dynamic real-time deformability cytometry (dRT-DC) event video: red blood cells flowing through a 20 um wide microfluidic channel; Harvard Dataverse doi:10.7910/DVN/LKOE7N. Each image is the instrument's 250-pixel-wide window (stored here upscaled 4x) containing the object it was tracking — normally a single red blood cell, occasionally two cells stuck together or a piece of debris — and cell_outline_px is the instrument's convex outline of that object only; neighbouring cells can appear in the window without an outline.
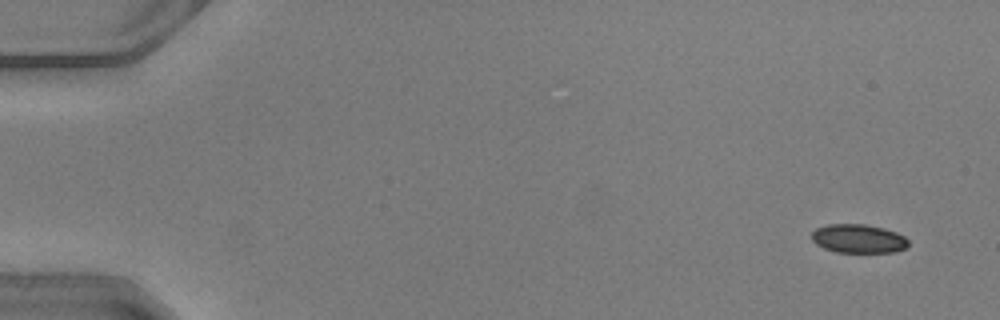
{"species": "common noctule bat (a hibernating species)", "species_latin": "Nyctalus noctula", "temperature_condition": "warm", "stored_images_in_passage": 48, "camera_frame_rate_fps": 3000, "um_per_image_px": 0.085, "animal": {"sex": "male", "body_mass_g": 20.5, "forearm_length_mm": 52.5}, "frame": {"image": 1, "passage_image": 1, "time_ms": 0.0, "image_size_px": [1000, 320], "cell_outline_px": [[908, 244], [904, 248], [892, 252], [836, 252], [824, 248], [816, 244], [812, 240], [812, 232], [816, 228], [828, 224], [864, 224], [884, 228], [896, 232], [904, 236], [908, 240]], "centroid_in_image_um": [72.94, 20.28], "position_along_channel_um": 12.1, "area_um2": 16.13}}
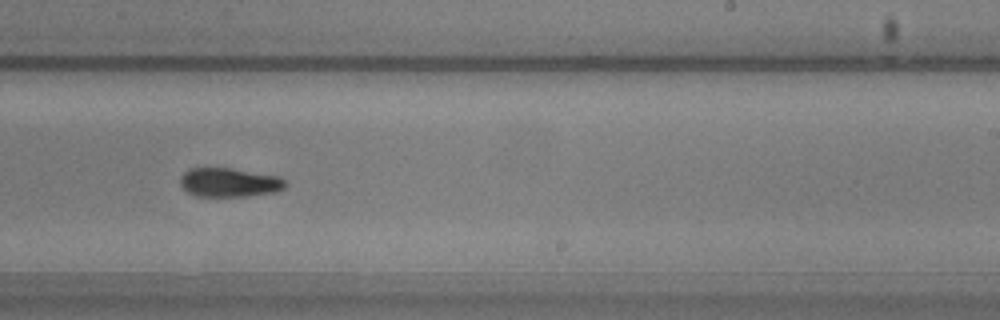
{"frame": {"image": 2, "passage_image": 30, "time_ms": 9.667, "image_size_px": [1000, 320], "cell_outline_px": [[288, 184], [284, 188], [276, 192], [248, 196], [196, 196], [188, 192], [180, 184], [180, 176], [184, 172], [192, 168], [232, 168], [280, 176], [288, 180]], "centroid_in_image_um": [19.55, 15.5], "position_along_channel_um": 269.5, "area_um2": 17.98}}
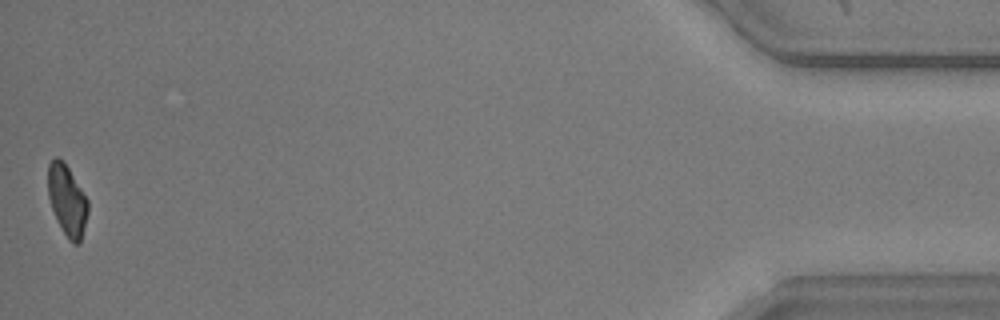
{"frame": {"image": 3, "passage_image": 48, "time_ms": 15.667, "image_size_px": [1000, 320], "cell_outline_px": [[88, 212], [80, 244], [72, 244], [68, 240], [56, 220], [48, 196], [48, 164], [56, 156], [64, 160], [88, 200]], "centroid_in_image_um": [5.7, 17.03], "position_along_channel_um": 429.5, "area_um2": 16.65}, "authors_computed_cell_mechanics": {"area_um2": 17.9469, "velocity_mm_per_s": 4.121, "shape_relaxation_time_tau1_ms": 7.1308, "shape_relaxation_time_tau2_ms": null, "deformation_change_tau1": 0.209, "deformation_change_tau2": null}}